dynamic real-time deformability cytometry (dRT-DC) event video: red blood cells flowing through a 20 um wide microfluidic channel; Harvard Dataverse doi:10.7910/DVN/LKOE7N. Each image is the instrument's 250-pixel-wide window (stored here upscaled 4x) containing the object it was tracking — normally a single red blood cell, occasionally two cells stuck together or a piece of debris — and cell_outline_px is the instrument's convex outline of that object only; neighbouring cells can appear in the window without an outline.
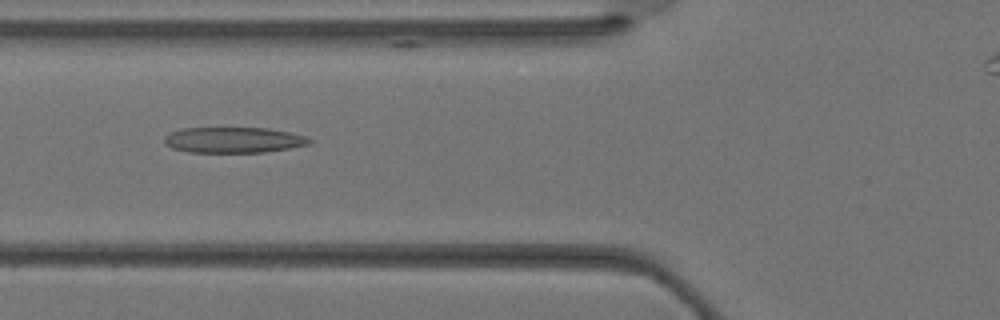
{"species": "Egyptian fruit bat (a non-hibernating species)", "species_latin": "Rousettus aegyptiacus", "temperature_condition": "warm", "stored_images_in_passage": 25, "camera_frame_rate_fps": 3000, "um_per_image_px": 0.085, "animal": {"sex": "female"}, "frame": {"image": 1, "passage_image": 5, "time_ms": 1.333, "image_size_px": [1000, 320], "cell_outline_px": [[312, 144], [264, 152], [188, 152], [172, 148], [164, 144], [164, 136], [172, 132], [184, 128], [268, 128], [308, 136], [312, 140]], "centroid_in_image_um": [19.87, 11.9], "position_along_channel_um": 105.9, "area_um2": 21.73}}
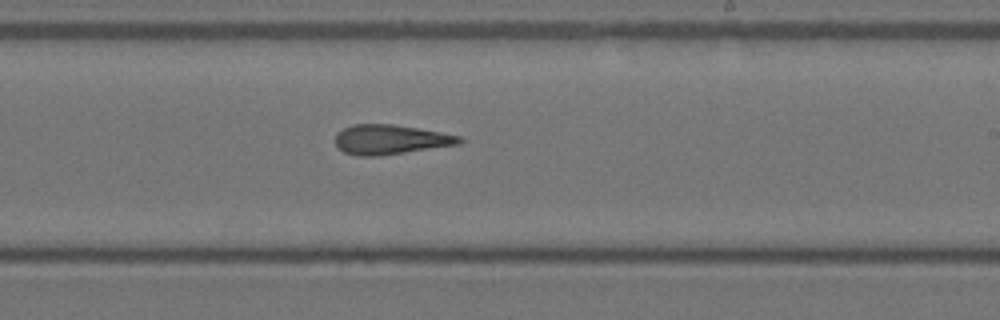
{"frame": {"image": 2, "passage_image": 13, "time_ms": 4.0, "image_size_px": [1000, 320], "cell_outline_px": [[464, 140], [460, 144], [380, 156], [356, 156], [344, 152], [336, 148], [336, 132], [352, 124], [392, 124], [440, 132], [460, 136]], "centroid_in_image_um": [33.15, 11.87], "position_along_channel_um": 255.9, "area_um2": 21.5}}
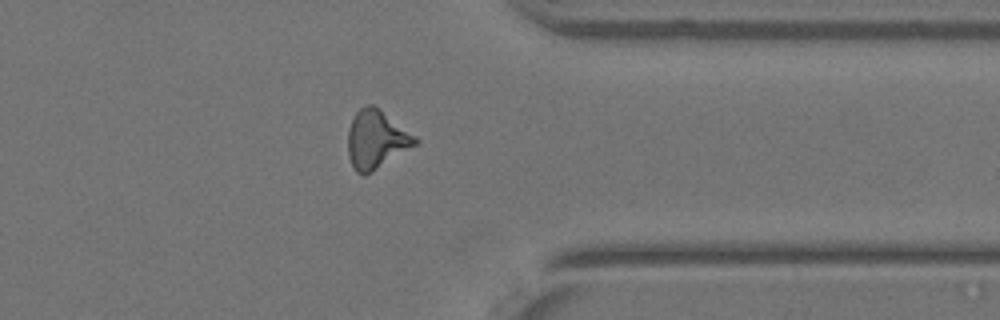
{"frame": {"image": 3, "passage_image": 20, "time_ms": 6.333, "image_size_px": [1000, 320], "cell_outline_px": [[420, 140], [416, 144], [372, 172], [364, 176], [356, 172], [348, 156], [348, 128], [356, 112], [364, 104], [372, 104], [416, 136]], "centroid_in_image_um": [31.96, 11.86], "position_along_channel_um": 379.4, "area_um2": 22.6}}